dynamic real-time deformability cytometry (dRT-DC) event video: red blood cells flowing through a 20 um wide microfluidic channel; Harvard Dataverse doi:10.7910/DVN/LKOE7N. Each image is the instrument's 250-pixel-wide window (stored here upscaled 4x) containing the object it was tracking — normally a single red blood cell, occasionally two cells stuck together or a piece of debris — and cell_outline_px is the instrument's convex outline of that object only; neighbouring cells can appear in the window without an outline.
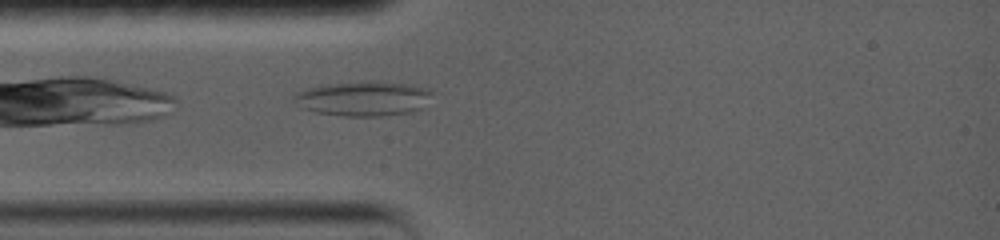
{"species": "common noctule bat (a hibernating species)", "species_latin": "Nyctalus noctula", "temperature_condition": "warm", "stored_images_in_passage": 1, "camera_frame_rate_fps": 5000, "um_per_image_px": 0.085, "animal": {"sex": "female", "body_mass_g": 19.0, "forearm_length_mm": 56.7}, "frame": {"image": 1, "passage_image": 1, "time_ms": 0.0, "image_size_px": [1000, 240], "cell_outline_px": [[432, 92], [420, 108], [408, 112], [380, 116], [344, 116], [316, 112], [300, 108], [292, 100], [292, 96], [296, 92], [308, 88], [324, 84], [372, 80], [376, 80], [408, 84], [424, 88]], "centroid_in_image_um": [30.77, 8.36], "position_along_channel_um": 54.2, "area_um2": 27.92}}